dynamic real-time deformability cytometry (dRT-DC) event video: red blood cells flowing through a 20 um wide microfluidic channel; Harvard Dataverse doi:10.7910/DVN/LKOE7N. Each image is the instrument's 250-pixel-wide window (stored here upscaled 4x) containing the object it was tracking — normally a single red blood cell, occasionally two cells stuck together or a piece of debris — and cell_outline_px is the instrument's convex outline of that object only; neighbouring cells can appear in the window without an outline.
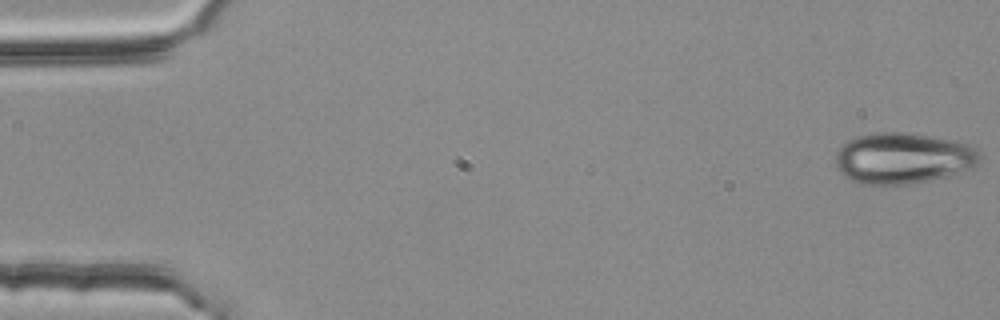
{"species": "common noctule bat (a hibernating species)", "species_latin": "Nyctalus noctula", "temperature_condition": "room temperature", "stored_images_in_passage": 50, "camera_frame_rate_fps": 3000, "um_per_image_px": 0.085, "animal": {"sex": "female", "body_mass_g": 25.1}, "frame": {"image": 1, "passage_image": 1, "time_ms": 0.0, "image_size_px": [1000, 320], "cell_outline_px": [[980, 164], [972, 168], [944, 176], [928, 180], [908, 184], [864, 184], [852, 180], [844, 176], [836, 168], [836, 152], [840, 144], [852, 136], [876, 132], [900, 132], [932, 136], [956, 140], [968, 144], [976, 148], [980, 156]], "centroid_in_image_um": [76.72, 13.42], "position_along_channel_um": 8.3, "area_um2": 43.18}}
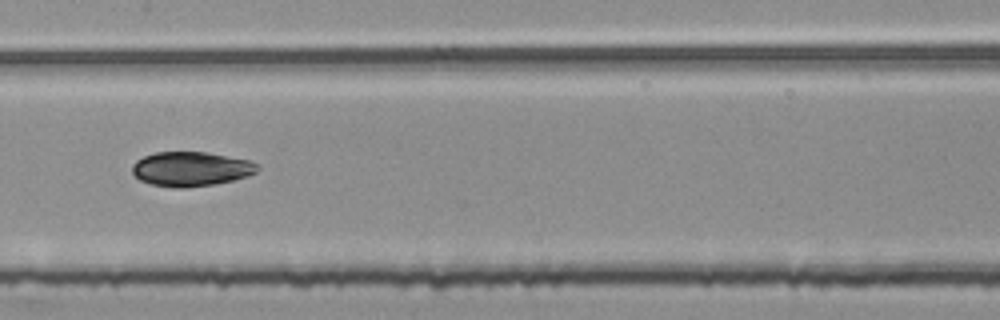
{"frame": {"image": 2, "passage_image": 27, "time_ms": 8.667, "image_size_px": [1000, 320], "cell_outline_px": [[260, 168], [256, 172], [248, 176], [236, 180], [212, 184], [184, 188], [176, 188], [152, 184], [140, 180], [132, 172], [132, 164], [136, 160], [144, 156], [156, 152], [208, 152], [248, 160], [260, 164]], "centroid_in_image_um": [16.26, 14.36], "position_along_channel_um": 191.1, "area_um2": 25.26}}
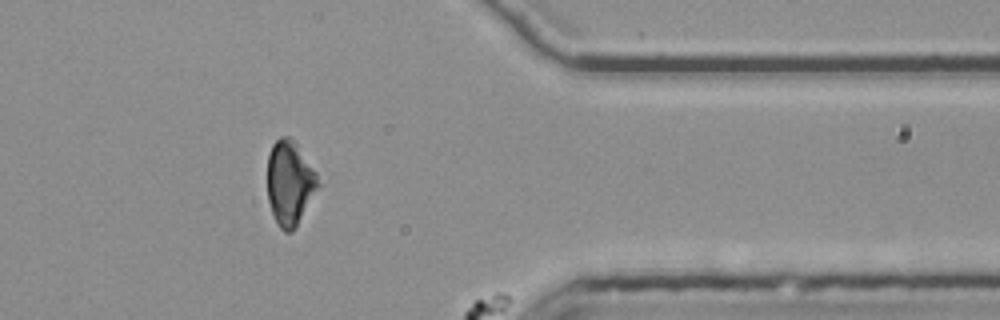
{"frame": {"image": 3, "passage_image": 44, "time_ms": 14.333, "image_size_px": [1000, 320], "cell_outline_px": [[324, 184], [296, 228], [292, 232], [284, 232], [280, 228], [272, 212], [268, 200], [268, 156], [272, 144], [280, 136], [292, 136], [296, 140]], "centroid_in_image_um": [24.71, 15.54], "position_along_channel_um": 386.7, "area_um2": 26.07}}